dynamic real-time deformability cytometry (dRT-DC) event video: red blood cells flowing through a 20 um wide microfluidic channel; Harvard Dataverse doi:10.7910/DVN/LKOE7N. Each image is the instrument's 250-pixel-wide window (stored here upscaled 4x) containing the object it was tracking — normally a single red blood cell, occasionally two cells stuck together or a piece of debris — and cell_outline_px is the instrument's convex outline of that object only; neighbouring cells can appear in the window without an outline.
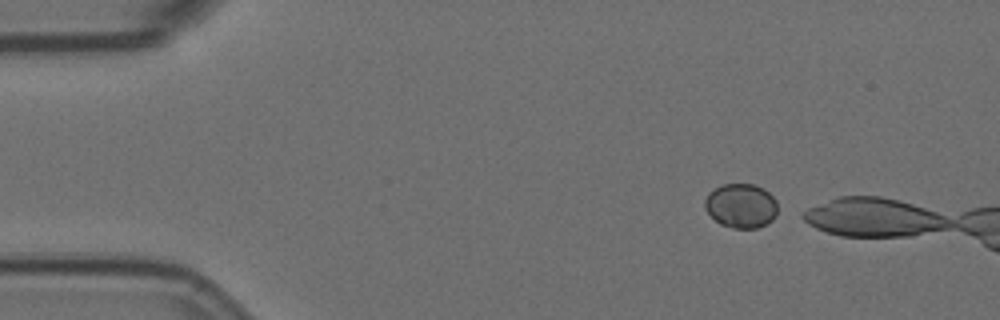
{"species": "Egyptian fruit bat (a non-hibernating species)", "species_latin": "Rousettus aegyptiacus", "temperature_condition": "room temperature", "stored_images_in_passage": 3, "camera_frame_rate_fps": 3000, "um_per_image_px": 0.085, "animal": {"sex": "female"}, "frame": {"image": 1, "passage_image": 1, "time_ms": 0.0, "image_size_px": [1000, 320], "cell_outline_px": [[776, 216], [768, 224], [756, 228], [732, 228], [720, 224], [704, 208], [704, 200], [708, 192], [724, 184], [752, 184], [764, 188], [776, 200]], "centroid_in_image_um": [62.98, 17.49], "position_along_channel_um": 22.0, "area_um2": 18.84}}